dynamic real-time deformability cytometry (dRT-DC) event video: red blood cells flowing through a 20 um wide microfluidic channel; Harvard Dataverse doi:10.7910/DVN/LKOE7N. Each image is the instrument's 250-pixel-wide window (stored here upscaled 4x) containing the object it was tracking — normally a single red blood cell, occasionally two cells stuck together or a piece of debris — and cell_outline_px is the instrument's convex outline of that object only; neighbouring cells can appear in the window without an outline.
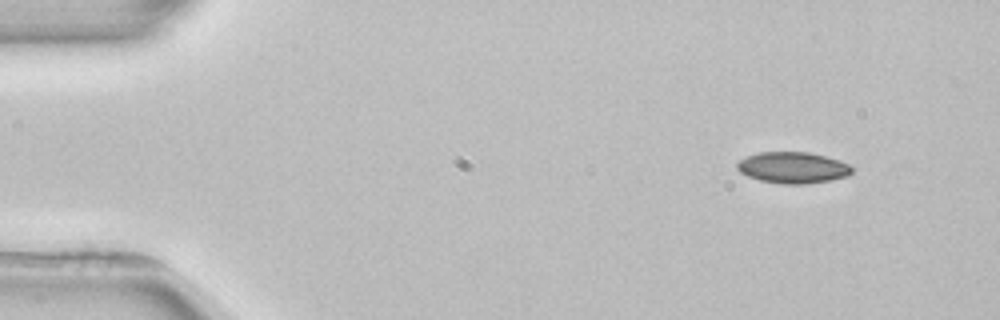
{"species": "common noctule bat (a hibernating species)", "species_latin": "Nyctalus noctula", "temperature_condition": "room temperature", "stored_images_in_passage": 4, "camera_frame_rate_fps": 3000, "um_per_image_px": 0.085, "animal": {"sex": "female", "body_mass_g": 22.7, "forearm_length_mm": 54.2}, "frame": {"image": 1, "passage_image": 1, "time_ms": 0.0, "image_size_px": [1000, 320], "cell_outline_px": [[852, 172], [848, 176], [828, 180], [804, 184], [784, 184], [760, 180], [748, 176], [740, 172], [736, 168], [736, 164], [740, 160], [748, 156], [760, 152], [808, 152], [840, 160], [848, 164], [852, 168]], "centroid_in_image_um": [67.38, 14.24], "position_along_channel_um": 17.6, "area_um2": 20.75}}
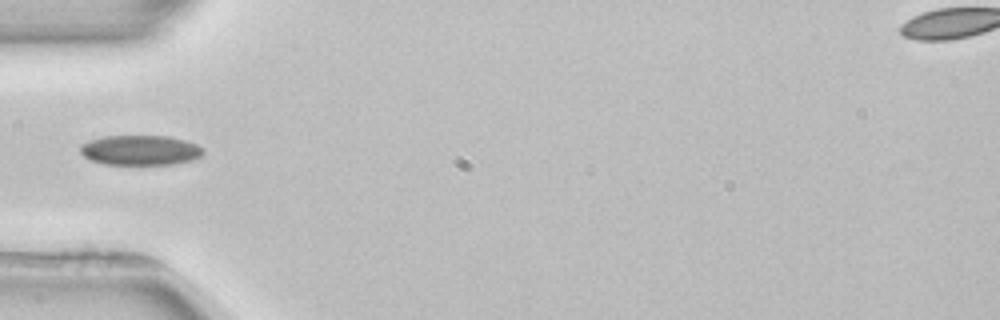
{"frame": {"image": 2, "passage_image": 4, "time_ms": 4.0, "image_size_px": [1000, 320], "cell_outline_px": [[204, 152], [200, 156], [192, 160], [172, 164], [104, 164], [92, 160], [84, 156], [80, 152], [80, 144], [88, 140], [104, 136], [168, 136], [184, 140], [196, 144], [204, 148]], "centroid_in_image_um": [11.91, 12.76], "position_along_channel_um": 73.1, "area_um2": 21.44}}